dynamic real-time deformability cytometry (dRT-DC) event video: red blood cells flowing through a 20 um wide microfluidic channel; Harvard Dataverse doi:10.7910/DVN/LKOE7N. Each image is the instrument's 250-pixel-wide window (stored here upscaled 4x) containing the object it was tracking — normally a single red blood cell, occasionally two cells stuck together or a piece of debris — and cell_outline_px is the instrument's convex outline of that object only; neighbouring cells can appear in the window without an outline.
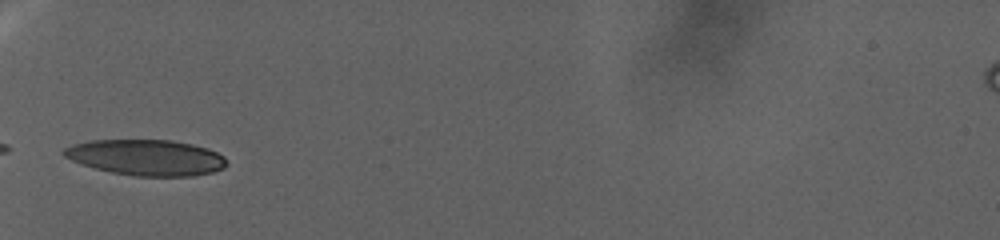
{"species": "human", "species_latin": "Homo sapiens", "temperature_condition": "warm", "stored_images_in_passage": 78, "camera_frame_rate_fps": 3000, "um_per_image_px": 0.085, "donor": {"sex": "female"}, "frame": {"image": 1, "passage_image": 1, "time_ms": 0.0, "image_size_px": [1000, 240], "cell_outline_px": [[228, 164], [224, 168], [212, 172], [192, 176], [136, 176], [112, 172], [80, 164], [64, 156], [60, 152], [64, 148], [72, 144], [92, 140], [172, 140], [192, 144], [208, 148], [224, 156]], "centroid_in_image_um": [12.43, 13.38], "position_along_channel_um": 72.6, "area_um2": 34.04}}
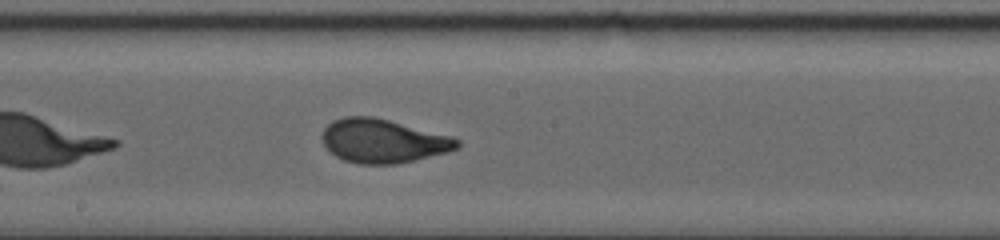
{"frame": {"image": 2, "passage_image": 28, "time_ms": 9.0, "image_size_px": [1000, 240], "cell_outline_px": [[460, 144], [456, 148], [448, 152], [396, 164], [360, 164], [344, 160], [336, 156], [320, 140], [320, 136], [324, 128], [332, 120], [344, 116], [372, 116], [452, 136], [460, 140]], "centroid_in_image_um": [32.53, 11.97], "position_along_channel_um": 215.7, "area_um2": 34.39}}
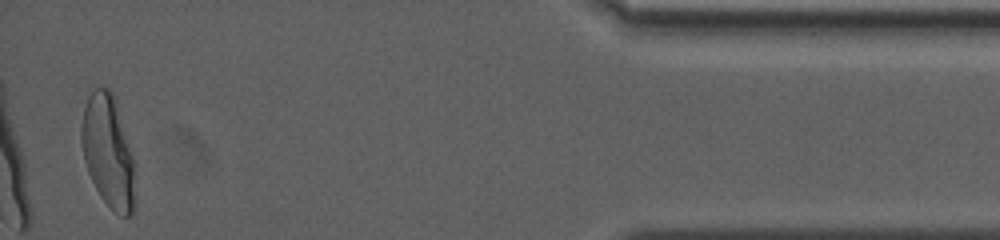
{"frame": {"image": 3, "passage_image": 75, "time_ms": 24.667, "image_size_px": [1000, 240], "cell_outline_px": [[136, 208], [128, 216], [120, 216], [112, 212], [100, 196], [88, 172], [84, 160], [80, 140], [80, 128], [84, 108], [88, 96], [96, 88], [108, 88], [112, 92], [136, 164]], "centroid_in_image_um": [9.23, 12.98], "position_along_channel_um": 426.0, "area_um2": 35.78}}